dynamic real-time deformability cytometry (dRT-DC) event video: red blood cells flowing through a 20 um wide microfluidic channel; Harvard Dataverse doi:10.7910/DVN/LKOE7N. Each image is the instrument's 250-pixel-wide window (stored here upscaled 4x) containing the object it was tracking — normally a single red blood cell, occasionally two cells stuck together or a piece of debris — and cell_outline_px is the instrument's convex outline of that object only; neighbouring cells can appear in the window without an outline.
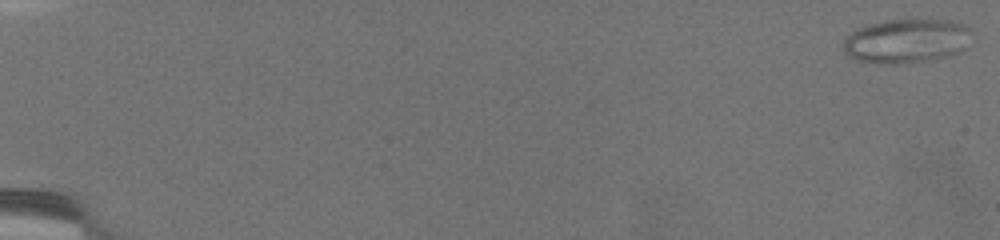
{"species": "common noctule bat (a hibernating species)", "species_latin": "Nyctalus noctula", "temperature_condition": "warm", "stored_images_in_passage": 13, "camera_frame_rate_fps": 3000, "um_per_image_px": 0.085, "animal": {"sex": "female", "body_mass_g": 19.5, "forearm_length_mm": 54.1}, "frame": {"image": 1, "passage_image": 1, "time_ms": 0.0, "image_size_px": [1000, 240], "cell_outline_px": [[972, 44], [960, 52], [944, 56], [924, 60], [896, 64], [880, 64], [856, 60], [848, 56], [840, 48], [844, 40], [852, 32], [868, 24], [884, 20], [956, 20], [964, 24], [968, 28]], "centroid_in_image_um": [77.04, 3.48], "position_along_channel_um": 8.0, "area_um2": 33.23}}